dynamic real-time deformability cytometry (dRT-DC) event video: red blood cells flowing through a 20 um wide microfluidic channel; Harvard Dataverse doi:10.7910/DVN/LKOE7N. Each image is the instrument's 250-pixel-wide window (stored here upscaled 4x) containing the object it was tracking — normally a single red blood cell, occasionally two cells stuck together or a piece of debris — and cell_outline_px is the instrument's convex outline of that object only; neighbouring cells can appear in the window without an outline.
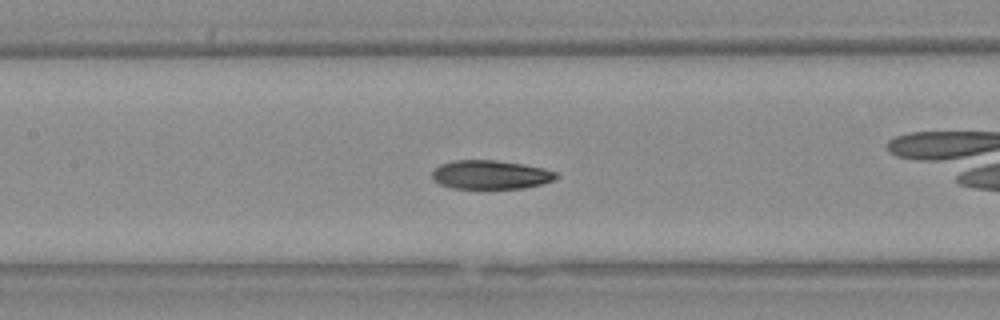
{"species": "Egyptian fruit bat (a non-hibernating species)", "species_latin": "Rousettus aegyptiacus", "temperature_condition": "warm", "stored_images_in_passage": 36, "camera_frame_rate_fps": 3000, "um_per_image_px": 0.085, "animal": {"sex": "female"}, "frame": {"image": 1, "passage_image": 11, "time_ms": 3.333, "image_size_px": [1000, 320], "cell_outline_px": [[556, 176], [552, 180], [544, 184], [524, 188], [452, 188], [440, 184], [432, 176], [432, 172], [440, 164], [452, 160], [496, 160], [544, 168], [556, 172]], "centroid_in_image_um": [41.69, 14.85], "position_along_channel_um": 165.7, "area_um2": 20.63}, "authors_computed_cell_mechanics": {"area_um2": 21.5016, "velocity_mm_per_s": 3.8195, "shape_relaxation_time_tau1_ms": 4.1015, "shape_relaxation_time_tau2_ms": 1.4949, "deformation_change_tau1": 0.1416, "deformation_change_tau2": 0.0657}}